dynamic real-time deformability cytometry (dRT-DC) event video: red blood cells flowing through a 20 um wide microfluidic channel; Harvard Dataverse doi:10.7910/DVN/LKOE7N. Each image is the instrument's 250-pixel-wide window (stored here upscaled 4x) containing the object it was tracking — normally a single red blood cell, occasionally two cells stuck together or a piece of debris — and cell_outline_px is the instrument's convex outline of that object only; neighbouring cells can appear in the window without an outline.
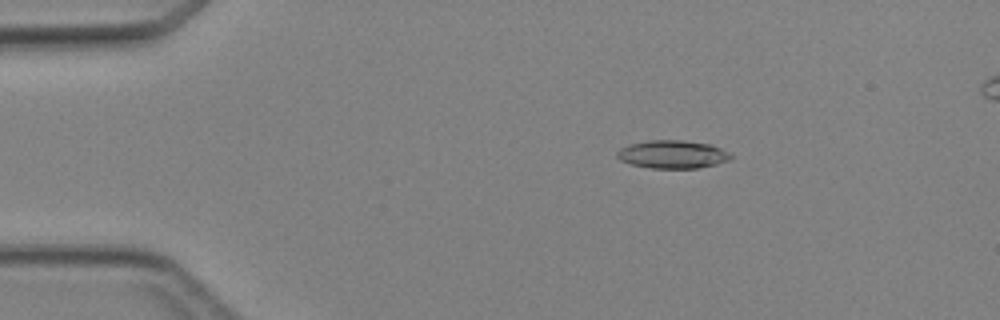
{"species": "Egyptian fruit bat (a non-hibernating species)", "species_latin": "Rousettus aegyptiacus", "temperature_condition": "cold", "stored_images_in_passage": 3, "camera_frame_rate_fps": 3000, "um_per_image_px": 0.085, "animal": {"sex": "female"}, "frame": {"image": 1, "passage_image": 1, "time_ms": 0.0, "image_size_px": [1000, 320], "cell_outline_px": [[732, 156], [728, 160], [716, 164], [696, 168], [652, 168], [632, 164], [620, 160], [616, 156], [616, 152], [620, 148], [628, 144], [648, 140], [684, 140], [712, 144], [728, 152]], "centroid_in_image_um": [57.14, 13.1], "position_along_channel_um": 27.9, "area_um2": 18.61}}